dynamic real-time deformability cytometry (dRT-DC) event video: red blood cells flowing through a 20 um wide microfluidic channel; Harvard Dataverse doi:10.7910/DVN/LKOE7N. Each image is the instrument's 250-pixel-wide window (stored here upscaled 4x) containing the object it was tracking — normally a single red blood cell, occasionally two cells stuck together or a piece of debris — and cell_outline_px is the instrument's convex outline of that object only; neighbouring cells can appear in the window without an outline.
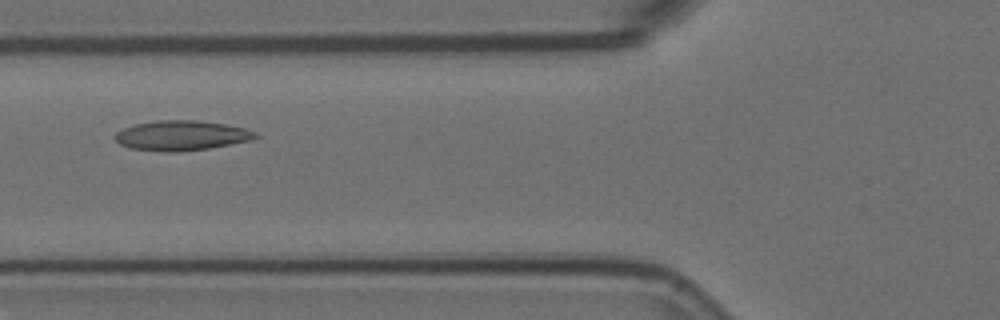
{"species": "Egyptian fruit bat (a non-hibernating species)", "species_latin": "Rousettus aegyptiacus", "temperature_condition": "room temperature", "stored_images_in_passage": 54, "camera_frame_rate_fps": 3000, "um_per_image_px": 0.085, "animal": {"sex": "female"}, "frame": {"image": 1, "passage_image": 18, "time_ms": 5.667, "image_size_px": [1000, 320], "cell_outline_px": [[260, 136], [252, 140], [208, 148], [172, 152], [168, 152], [128, 148], [120, 144], [112, 136], [116, 132], [124, 128], [136, 124], [156, 120], [200, 120], [224, 124], [244, 128], [256, 132]], "centroid_in_image_um": [15.41, 11.51], "position_along_channel_um": 110.4, "area_um2": 24.45}}
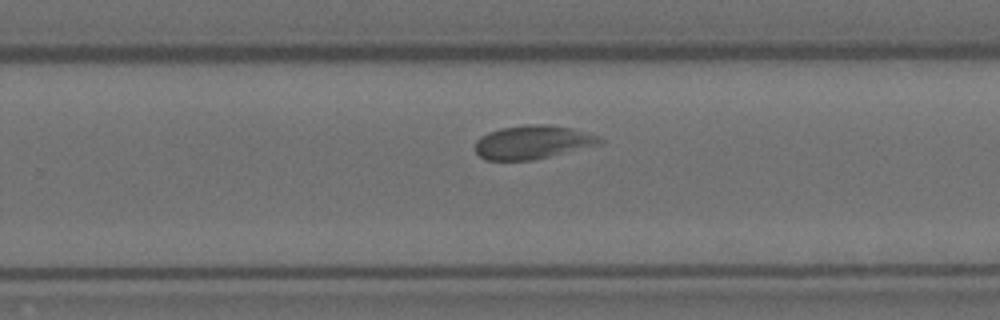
{"frame": {"image": 2, "passage_image": 33, "time_ms": 10.667, "image_size_px": [1000, 320], "cell_outline_px": [[604, 144], [532, 160], [484, 160], [476, 152], [476, 140], [480, 136], [488, 132], [500, 128], [524, 124], [548, 124], [572, 128], [600, 136], [604, 140]], "centroid_in_image_um": [45.31, 12.08], "position_along_channel_um": 284.5, "area_um2": 24.68}}
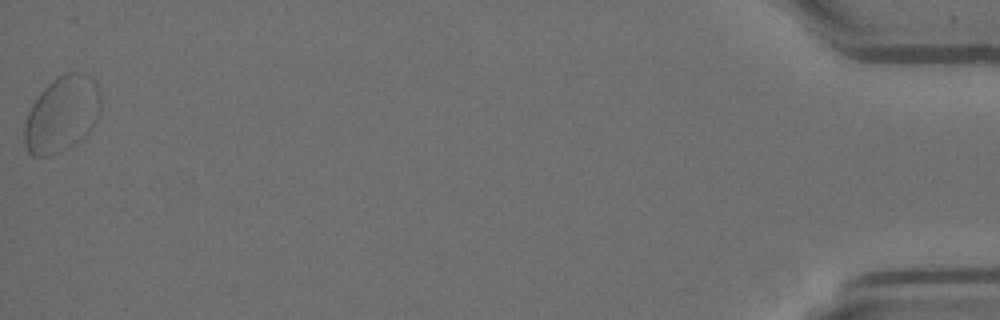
{"frame": {"image": 3, "passage_image": 54, "time_ms": 17.667, "image_size_px": [1000, 320], "cell_outline_px": [[100, 108], [96, 120], [92, 128], [84, 136], [60, 152], [48, 156], [32, 156], [28, 152], [24, 144], [24, 124], [28, 112], [32, 104], [40, 92], [52, 80], [68, 72], [84, 72], [92, 76], [100, 92]], "centroid_in_image_um": [5.25, 9.69], "position_along_channel_um": 430.0, "area_um2": 33.7}, "authors_computed_cell_mechanics": {"area_um2": 24.5939, "velocity_mm_per_s": 3.4972, "shape_relaxation_time_tau1_ms": 5.5555, "shape_relaxation_time_tau2_ms": 1.2843, "deformation_change_tau1": 0.1209, "deformation_change_tau2": 0.0579}}